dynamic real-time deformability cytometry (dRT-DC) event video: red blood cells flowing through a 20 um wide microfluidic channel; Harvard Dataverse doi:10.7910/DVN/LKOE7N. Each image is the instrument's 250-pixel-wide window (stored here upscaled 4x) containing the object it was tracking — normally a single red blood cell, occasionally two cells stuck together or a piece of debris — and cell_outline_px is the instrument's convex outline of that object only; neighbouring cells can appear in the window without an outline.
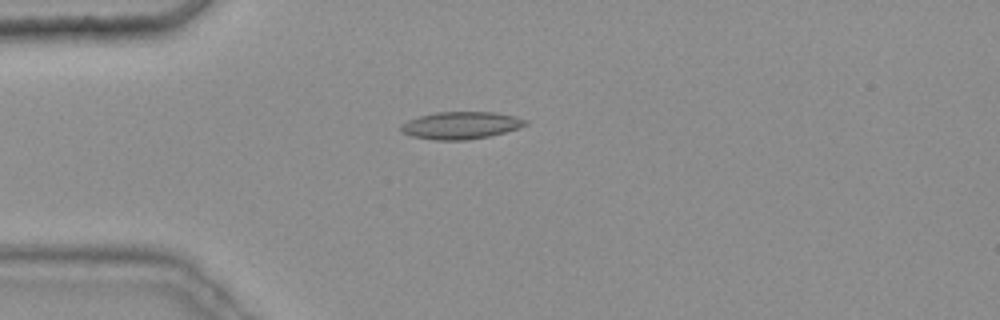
{"species": "common noctule bat (a hibernating species)", "species_latin": "Nyctalus noctula", "temperature_condition": "warm", "stored_images_in_passage": 4, "camera_frame_rate_fps": 3000, "um_per_image_px": 0.085, "animal": {"sex": "female", "body_mass_g": 25.1}, "frame": {"image": 1, "passage_image": 1, "time_ms": 0.0, "image_size_px": [1000, 320], "cell_outline_px": [[528, 124], [504, 132], [488, 136], [468, 140], [436, 140], [412, 136], [400, 132], [400, 128], [408, 120], [420, 116], [436, 112], [492, 112], [512, 116], [528, 120]], "centroid_in_image_um": [39.15, 10.66], "position_along_channel_um": 45.9, "area_um2": 19.54}}